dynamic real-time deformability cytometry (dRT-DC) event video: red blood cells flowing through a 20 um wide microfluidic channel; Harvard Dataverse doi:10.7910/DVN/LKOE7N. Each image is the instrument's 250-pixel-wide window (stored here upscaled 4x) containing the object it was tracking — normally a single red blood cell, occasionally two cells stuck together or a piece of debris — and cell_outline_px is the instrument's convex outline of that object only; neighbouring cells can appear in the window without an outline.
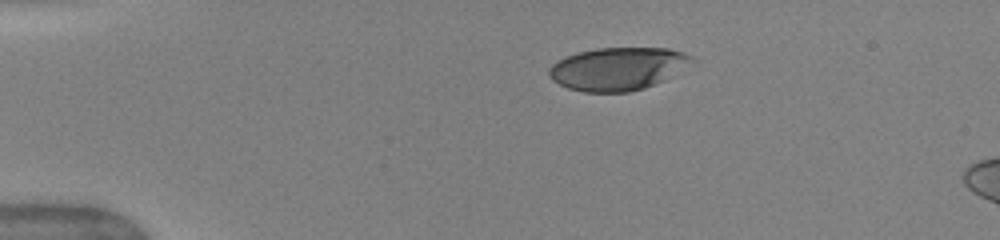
{"species": "human", "species_latin": "Homo sapiens", "temperature_condition": "warm", "stored_images_in_passage": 7, "camera_frame_rate_fps": 3000, "um_per_image_px": 0.085, "donor": {"sex": "female"}, "frame": {"image": 1, "passage_image": 1, "time_ms": 0.0, "image_size_px": [1000, 240], "cell_outline_px": [[696, 60], [664, 80], [644, 88], [628, 92], [584, 92], [568, 88], [552, 80], [548, 76], [548, 68], [556, 60], [576, 52], [596, 48], [668, 48], [684, 52], [692, 56]], "centroid_in_image_um": [52.48, 5.83], "position_along_channel_um": 32.5, "area_um2": 35.78}}